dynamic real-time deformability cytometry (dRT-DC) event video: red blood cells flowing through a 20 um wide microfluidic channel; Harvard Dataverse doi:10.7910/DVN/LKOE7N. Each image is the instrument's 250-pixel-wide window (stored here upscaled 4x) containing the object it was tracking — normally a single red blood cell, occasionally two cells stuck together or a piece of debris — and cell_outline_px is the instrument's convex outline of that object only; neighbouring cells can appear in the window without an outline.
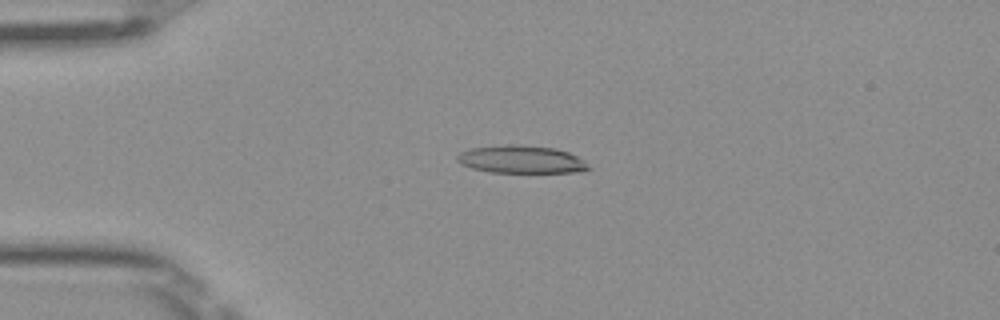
{"species": "Egyptian fruit bat (a non-hibernating species)", "species_latin": "Rousettus aegyptiacus", "temperature_condition": "room temperature", "stored_images_in_passage": 50, "camera_frame_rate_fps": 3000, "um_per_image_px": 0.085, "frame": {"image": 1, "passage_image": 12, "time_ms": 3.667, "image_size_px": [1000, 320], "cell_outline_px": [[592, 168], [584, 172], [488, 172], [472, 168], [460, 164], [456, 160], [456, 156], [460, 152], [472, 148], [504, 144], [520, 144], [556, 148], [568, 152], [584, 160]], "centroid_in_image_um": [44.32, 13.54], "position_along_channel_um": 40.7, "area_um2": 21.5}}
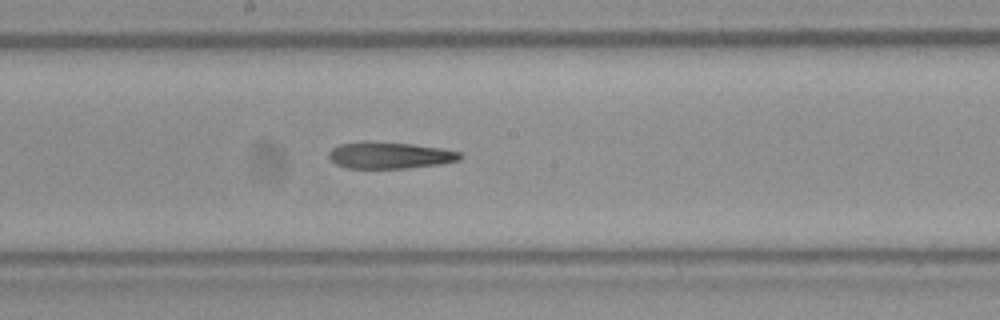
{"frame": {"image": 2, "passage_image": 27, "time_ms": 8.667, "image_size_px": [1000, 320], "cell_outline_px": [[464, 156], [460, 160], [440, 164], [408, 168], [348, 168], [336, 164], [328, 156], [328, 152], [332, 148], [340, 144], [364, 140], [368, 140], [412, 144], [444, 148], [460, 152]], "centroid_in_image_um": [33.14, 13.18], "position_along_channel_um": 215.1, "area_um2": 20.69}}
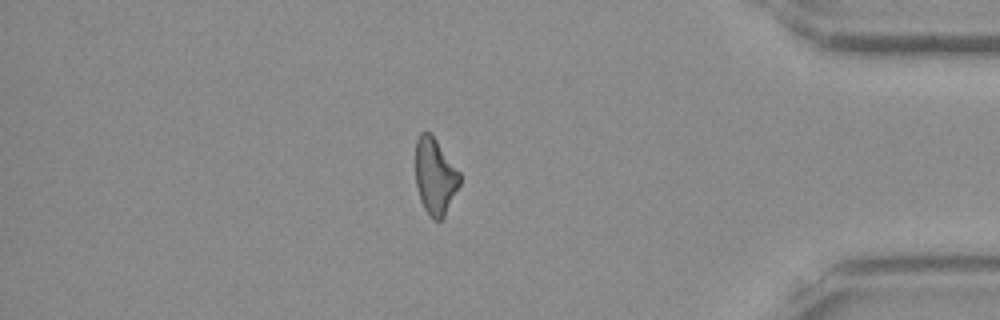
{"frame": {"image": 3, "passage_image": 43, "time_ms": 14.0, "image_size_px": [1000, 320], "cell_outline_px": [[460, 184], [444, 216], [440, 220], [432, 220], [424, 208], [420, 200], [416, 184], [416, 140], [420, 132], [428, 132], [436, 140], [460, 172]], "centroid_in_image_um": [36.97, 15.0], "position_along_channel_um": 398.2, "area_um2": 19.48}}